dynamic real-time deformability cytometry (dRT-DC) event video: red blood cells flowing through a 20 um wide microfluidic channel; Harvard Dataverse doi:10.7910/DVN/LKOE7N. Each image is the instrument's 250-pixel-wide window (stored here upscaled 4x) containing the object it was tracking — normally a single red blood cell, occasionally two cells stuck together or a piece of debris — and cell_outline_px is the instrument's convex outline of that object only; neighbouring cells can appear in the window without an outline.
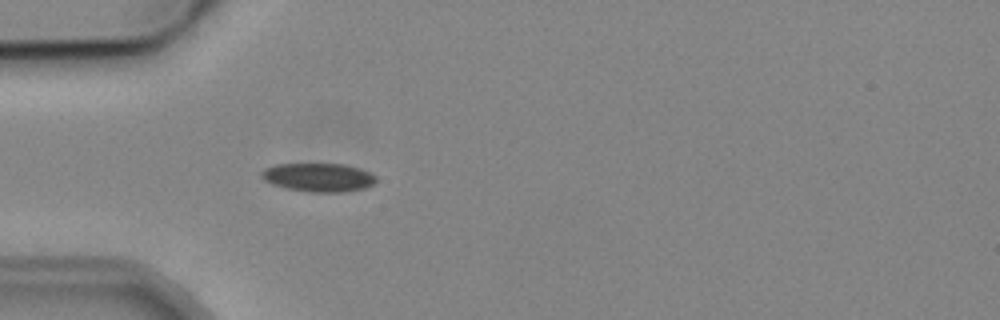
{"species": "common noctule bat (a hibernating species)", "species_latin": "Nyctalus noctula", "temperature_condition": "cold", "stored_images_in_passage": 2, "camera_frame_rate_fps": 3000, "um_per_image_px": 0.085, "animal": {"sex": "male", "body_mass_g": 19.2, "forearm_length_mm": 51.8}, "frame": {"image": 1, "passage_image": 2, "time_ms": 1.333, "image_size_px": [1000, 320], "cell_outline_px": [[376, 180], [372, 184], [364, 188], [344, 192], [312, 192], [284, 188], [272, 184], [264, 180], [260, 176], [260, 172], [264, 168], [276, 164], [344, 164], [360, 168], [376, 176]], "centroid_in_image_um": [27.03, 15.07], "position_along_channel_um": 58.0, "area_um2": 19.13}}